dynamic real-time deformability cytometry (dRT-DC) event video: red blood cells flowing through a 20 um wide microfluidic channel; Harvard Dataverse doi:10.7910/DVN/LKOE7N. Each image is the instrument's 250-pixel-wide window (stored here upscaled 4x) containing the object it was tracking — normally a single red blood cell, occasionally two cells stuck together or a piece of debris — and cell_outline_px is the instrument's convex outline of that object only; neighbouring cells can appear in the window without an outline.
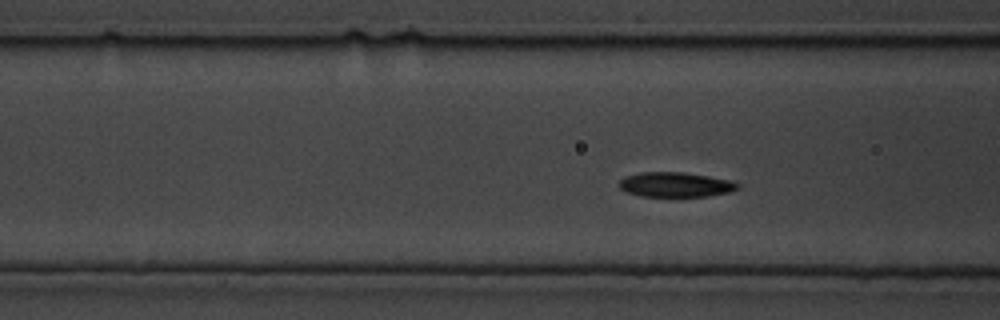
{"species": "common noctule bat (a hibernating species)", "species_latin": "Nyctalus noctula", "temperature_condition": "cold", "stored_images_in_passage": 81, "camera_frame_rate_fps": 3000, "um_per_image_px": 0.085, "animal": {"sex": "male", "body_mass_g": 19.5, "forearm_length_mm": 54.6}, "frame": {"image": 1, "passage_image": 22, "time_ms": 7.0, "image_size_px": [1000, 320], "cell_outline_px": [[740, 188], [728, 192], [708, 196], [640, 196], [628, 192], [620, 188], [616, 184], [620, 180], [628, 176], [640, 172], [684, 172], [708, 176], [728, 180], [740, 184]], "centroid_in_image_um": [57.4, 15.69], "position_along_channel_um": 109.2, "area_um2": 16.99}}
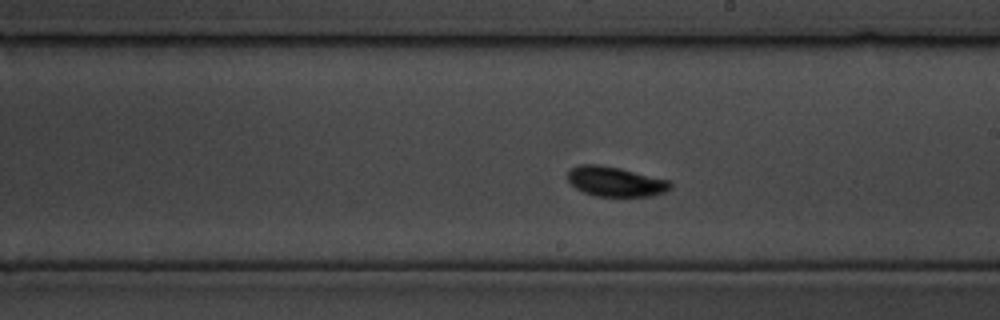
{"frame": {"image": 2, "passage_image": 40, "time_ms": 13.0, "image_size_px": [1000, 320], "cell_outline_px": [[672, 188], [664, 192], [652, 196], [596, 196], [584, 192], [576, 188], [568, 180], [568, 168], [580, 164], [600, 164], [620, 168], [672, 180]], "centroid_in_image_um": [52.34, 15.42], "position_along_channel_um": 236.7, "area_um2": 18.09}}
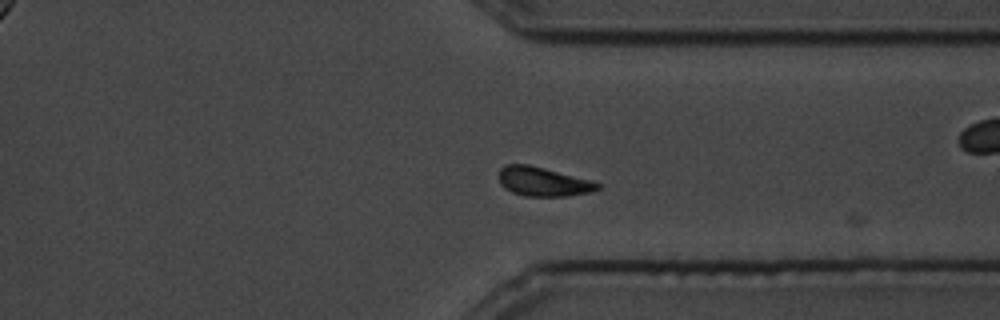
{"frame": {"image": 3, "passage_image": 58, "time_ms": 19.0, "image_size_px": [1000, 320], "cell_outline_px": [[604, 184], [600, 188], [592, 192], [568, 196], [524, 196], [512, 192], [504, 188], [500, 184], [500, 168], [504, 164], [528, 164], [544, 168]], "centroid_in_image_um": [46.17, 15.45], "position_along_channel_um": 365.2, "area_um2": 16.76}}